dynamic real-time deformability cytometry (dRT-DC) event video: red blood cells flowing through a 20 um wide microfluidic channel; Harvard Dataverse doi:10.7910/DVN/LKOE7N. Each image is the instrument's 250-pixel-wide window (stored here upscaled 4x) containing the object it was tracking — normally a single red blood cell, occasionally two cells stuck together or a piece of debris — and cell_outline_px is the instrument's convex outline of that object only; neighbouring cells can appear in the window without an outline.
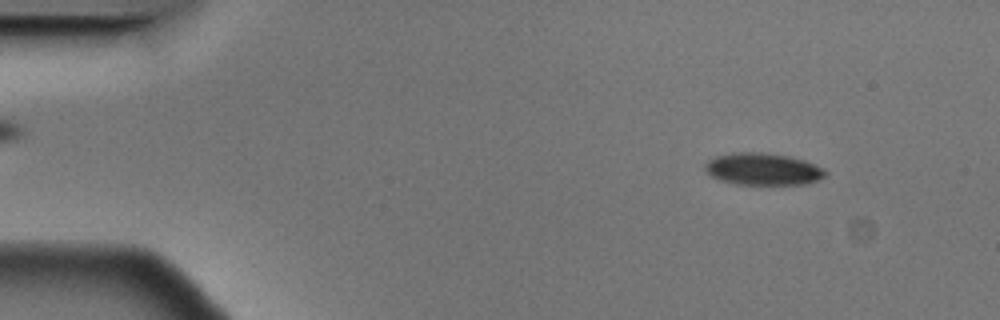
{"species": "Egyptian fruit bat (a non-hibernating species)", "species_latin": "Rousettus aegyptiacus", "temperature_condition": "cold", "stored_images_in_passage": 56, "camera_frame_rate_fps": 3000, "um_per_image_px": 0.085, "animal": {"sex": "male"}, "frame": {"image": 1, "passage_image": 6, "time_ms": 1.667, "image_size_px": [1000, 320], "cell_outline_px": [[828, 172], [824, 176], [816, 180], [804, 184], [732, 184], [712, 176], [704, 168], [704, 164], [708, 160], [716, 156], [736, 152], [760, 152], [788, 156], [804, 160], [824, 168]], "centroid_in_image_um": [64.84, 14.37], "position_along_channel_um": 20.2, "area_um2": 22.31}}
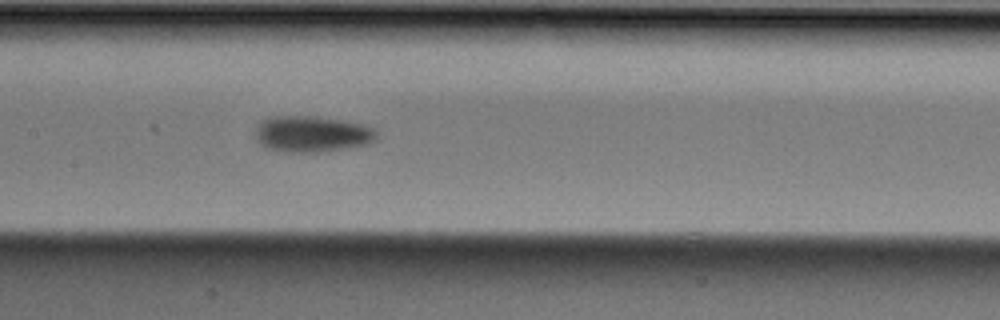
{"frame": {"image": 2, "passage_image": 27, "time_ms": 8.667, "image_size_px": [1000, 320], "cell_outline_px": [[376, 140], [368, 144], [344, 148], [316, 152], [284, 152], [264, 148], [256, 140], [256, 128], [264, 120], [272, 116], [316, 116], [364, 124], [372, 128], [376, 132]], "centroid_in_image_um": [26.49, 11.39], "position_along_channel_um": 180.9, "area_um2": 25.49}}
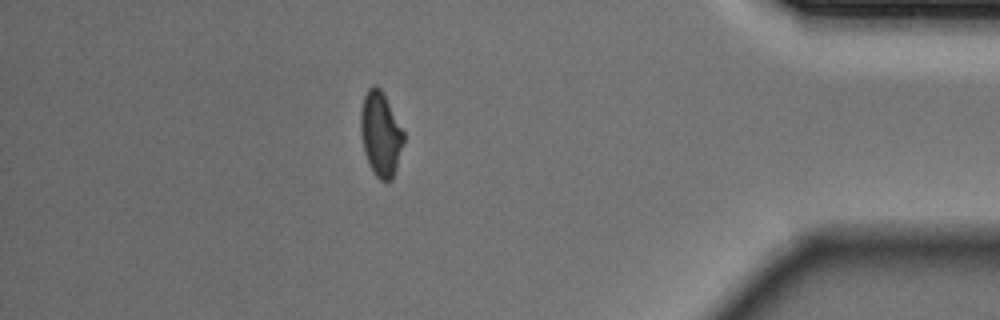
{"frame": {"image": 3, "passage_image": 49, "time_ms": 16.0, "image_size_px": [1000, 320], "cell_outline_px": [[404, 144], [392, 180], [380, 180], [376, 176], [364, 152], [360, 132], [360, 112], [364, 96], [368, 88], [372, 84], [376, 84], [380, 88], [404, 132]], "centroid_in_image_um": [32.34, 11.37], "position_along_channel_um": 402.9, "area_um2": 20.98}, "authors_computed_cell_mechanics": {"area_um2": 22.6865, "velocity_mm_per_s": 3.5529, "shape_relaxation_time_tau1_ms": 1.8453, "shape_relaxation_time_tau2_ms": null, "deformation_change_tau1": 0.0901, "deformation_change_tau2": null}}